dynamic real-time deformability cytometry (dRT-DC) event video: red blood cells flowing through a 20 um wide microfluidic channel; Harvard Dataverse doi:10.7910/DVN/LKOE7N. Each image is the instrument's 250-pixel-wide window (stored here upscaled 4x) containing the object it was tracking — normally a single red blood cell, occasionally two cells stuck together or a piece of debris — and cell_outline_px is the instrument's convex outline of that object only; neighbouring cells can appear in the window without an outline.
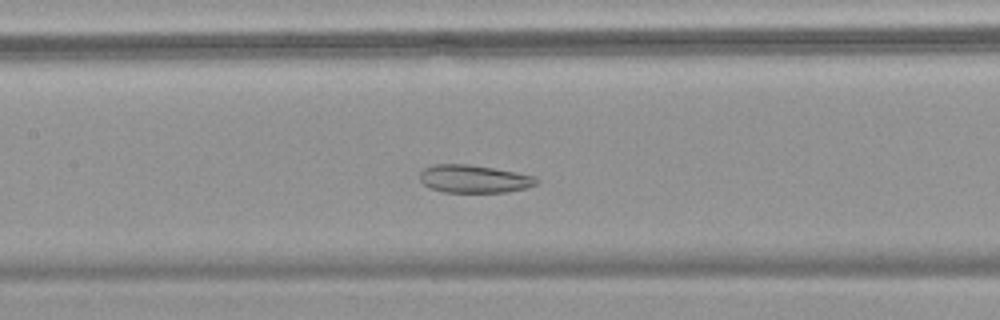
{"species": "common noctule bat (a hibernating species)", "species_latin": "Nyctalus noctula", "temperature_condition": "warm", "stored_images_in_passage": 45, "camera_frame_rate_fps": 3000, "um_per_image_px": 0.085, "animal": {"sex": "female", "body_mass_g": 18.4}, "frame": {"image": 1, "passage_image": 20, "time_ms": 6.333, "image_size_px": [1000, 320], "cell_outline_px": [[540, 180], [536, 184], [528, 188], [508, 192], [444, 192], [432, 188], [424, 184], [420, 180], [420, 172], [424, 168], [436, 164], [468, 164], [516, 172], [536, 176]], "centroid_in_image_um": [40.33, 15.21], "position_along_channel_um": 167.1, "area_um2": 18.96}}
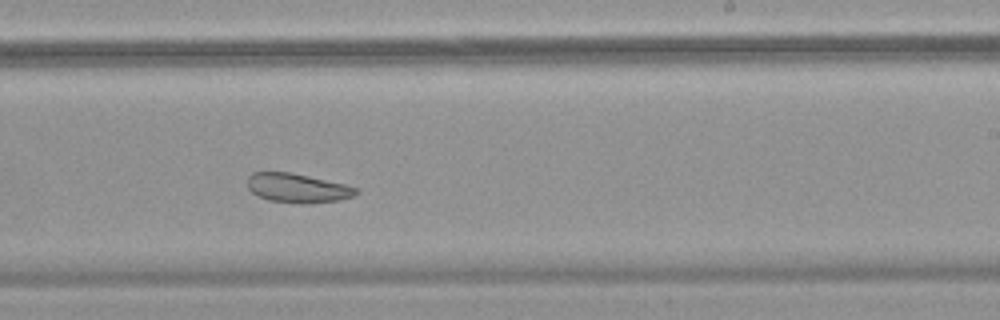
{"frame": {"image": 2, "passage_image": 27, "time_ms": 8.667, "image_size_px": [1000, 320], "cell_outline_px": [[360, 192], [352, 196], [340, 200], [308, 204], [300, 204], [268, 200], [252, 192], [248, 188], [248, 176], [252, 172], [288, 172], [308, 176], [344, 184], [356, 188]], "centroid_in_image_um": [25.28, 15.99], "position_along_channel_um": 263.7, "area_um2": 18.38}}
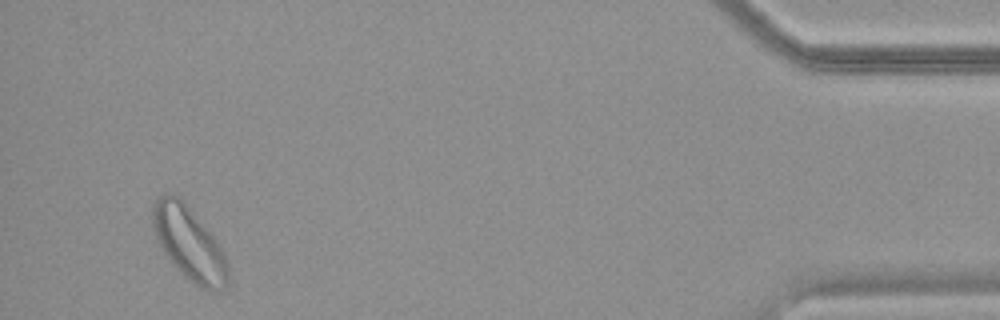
{"frame": {"image": 3, "passage_image": 43, "time_ms": 14.0, "image_size_px": [1000, 320], "cell_outline_px": [[228, 280], [224, 288], [216, 292], [200, 288], [188, 280], [176, 268], [160, 248], [156, 240], [152, 224], [152, 204], [164, 192], [168, 192], [176, 196], [184, 204], [216, 240], [228, 264]], "centroid_in_image_um": [16.03, 20.74], "position_along_channel_um": 419.2, "area_um2": 31.79}}